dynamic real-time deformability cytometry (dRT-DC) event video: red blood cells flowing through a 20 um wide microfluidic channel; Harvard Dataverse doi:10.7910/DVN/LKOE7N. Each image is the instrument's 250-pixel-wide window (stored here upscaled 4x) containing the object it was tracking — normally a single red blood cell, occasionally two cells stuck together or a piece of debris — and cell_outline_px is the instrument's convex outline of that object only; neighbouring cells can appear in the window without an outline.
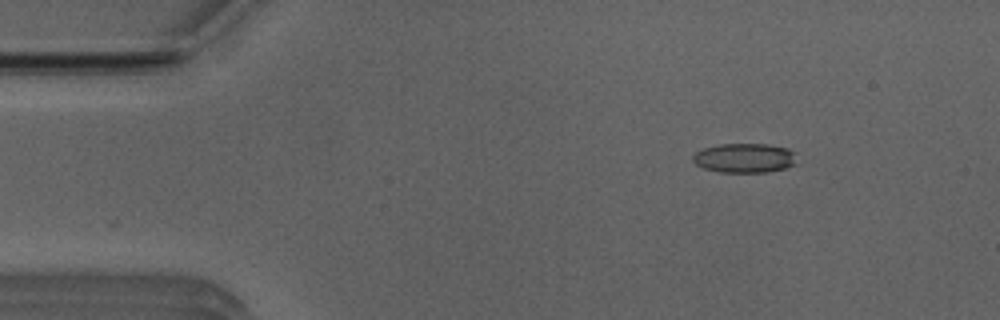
{"species": "Egyptian fruit bat (a non-hibernating species)", "species_latin": "Rousettus aegyptiacus", "temperature_condition": "room temperature", "stored_images_in_passage": 44, "camera_frame_rate_fps": 3000, "um_per_image_px": 0.085, "animal": {"sex": "male"}, "frame": {"image": 1, "passage_image": 1, "time_ms": 0.0, "image_size_px": [1000, 320], "cell_outline_px": [[796, 164], [784, 168], [764, 172], [720, 172], [704, 168], [696, 164], [692, 160], [692, 156], [696, 152], [704, 148], [720, 144], [768, 144], [788, 148], [792, 152]], "centroid_in_image_um": [63.25, 13.42], "position_along_channel_um": 21.7, "area_um2": 17.63}}
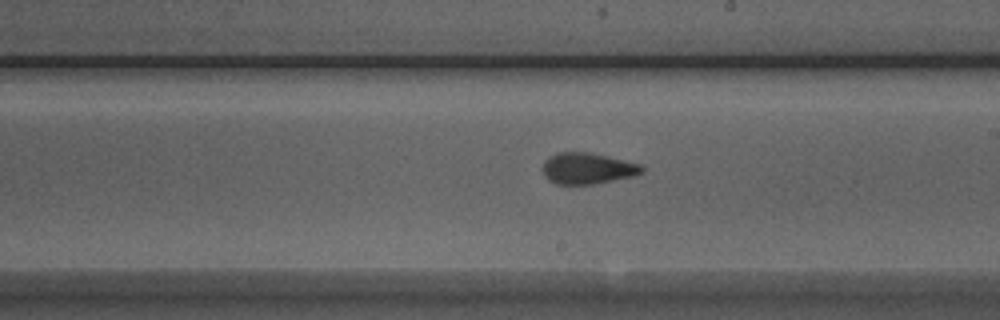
{"frame": {"image": 2, "passage_image": 23, "time_ms": 7.333, "image_size_px": [1000, 320], "cell_outline_px": [[644, 172], [636, 176], [592, 184], [556, 184], [548, 180], [544, 176], [540, 168], [544, 160], [556, 152], [588, 152], [608, 156], [640, 164], [644, 168]], "centroid_in_image_um": [49.91, 14.31], "position_along_channel_um": 239.1, "area_um2": 18.32}}
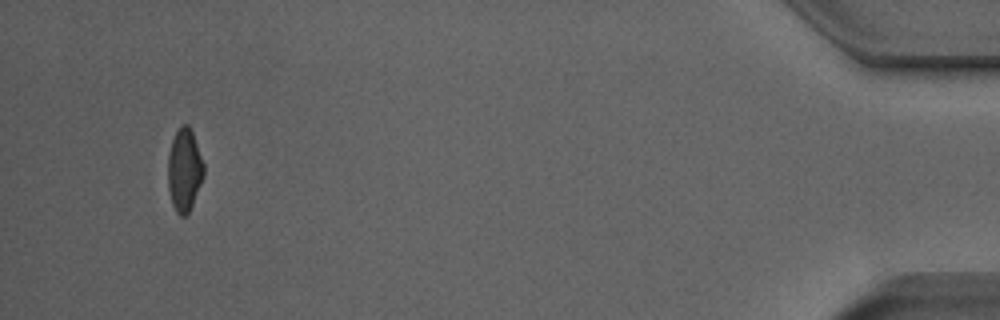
{"frame": {"image": 3, "passage_image": 43, "time_ms": 14.0, "image_size_px": [1000, 320], "cell_outline_px": [[204, 176], [192, 204], [188, 212], [184, 216], [180, 216], [176, 212], [172, 204], [168, 188], [168, 156], [172, 140], [180, 124], [188, 124], [192, 132], [204, 164]], "centroid_in_image_um": [15.66, 14.44], "position_along_channel_um": 419.5, "area_um2": 17.17}}